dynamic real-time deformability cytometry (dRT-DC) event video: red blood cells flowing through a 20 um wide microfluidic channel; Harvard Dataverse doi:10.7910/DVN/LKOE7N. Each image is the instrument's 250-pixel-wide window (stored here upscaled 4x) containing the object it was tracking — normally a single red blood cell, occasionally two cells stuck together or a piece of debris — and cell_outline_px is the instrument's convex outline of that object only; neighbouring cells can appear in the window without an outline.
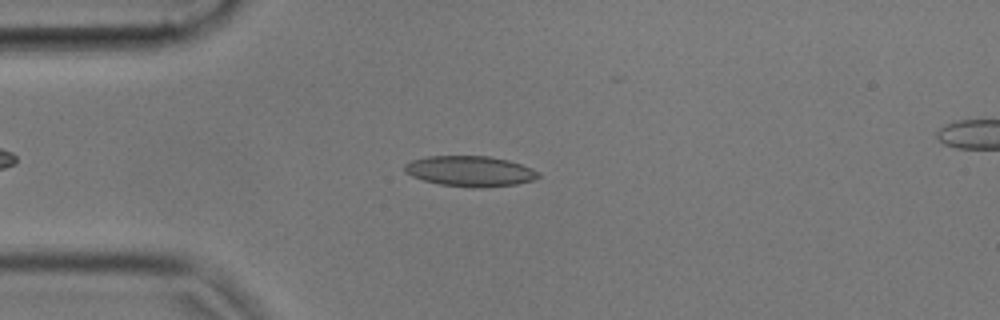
{"species": "common noctule bat (a hibernating species)", "species_latin": "Nyctalus noctula", "temperature_condition": "cold", "stored_images_in_passage": 21, "camera_frame_rate_fps": 3000, "um_per_image_px": 0.085, "animal": {"sex": "male", "body_mass_g": 17.9, "forearm_length_mm": 54.2}, "frame": {"image": 1, "passage_image": 4, "time_ms": 1.0, "image_size_px": [1000, 320], "cell_outline_px": [[540, 176], [532, 180], [516, 184], [480, 188], [472, 188], [440, 184], [424, 180], [412, 176], [404, 172], [404, 164], [412, 160], [428, 156], [488, 156], [508, 160], [532, 168], [540, 172]], "centroid_in_image_um": [39.95, 14.55], "position_along_channel_um": 45.1, "area_um2": 23.76}}
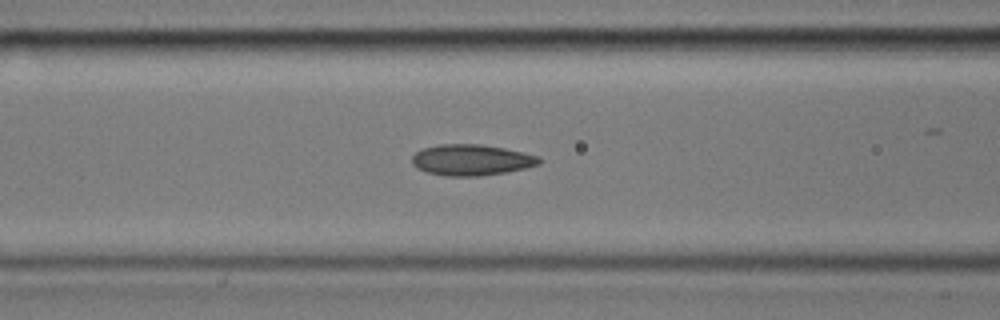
{"frame": {"image": 2, "passage_image": 12, "time_ms": 3.667, "image_size_px": [1000, 320], "cell_outline_px": [[544, 160], [540, 164], [524, 168], [504, 172], [480, 176], [444, 176], [428, 172], [416, 168], [412, 164], [412, 156], [416, 152], [424, 148], [440, 144], [480, 144], [504, 148], [540, 156]], "centroid_in_image_um": [40.08, 13.59], "position_along_channel_um": 126.5, "area_um2": 23.0}}
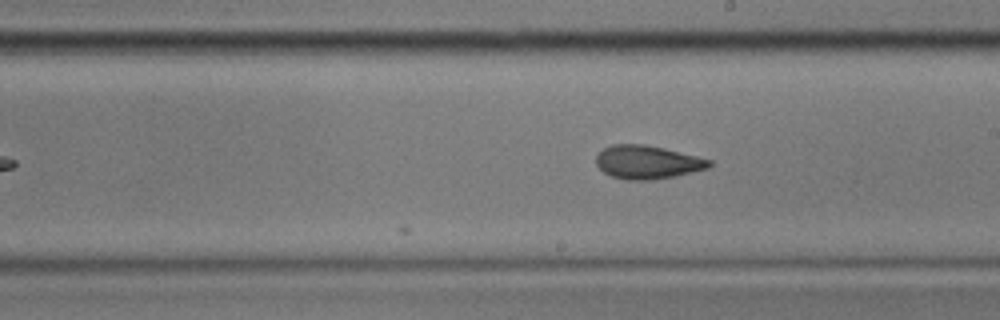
{"frame": {"image": 3, "passage_image": 21, "time_ms": 6.667, "image_size_px": [1000, 320], "cell_outline_px": [[712, 164], [708, 168], [676, 176], [652, 180], [628, 180], [612, 176], [604, 172], [596, 164], [596, 156], [604, 148], [612, 144], [644, 144], [664, 148], [712, 160]], "centroid_in_image_um": [55.03, 13.78], "position_along_channel_um": 234.0, "area_um2": 21.96}}